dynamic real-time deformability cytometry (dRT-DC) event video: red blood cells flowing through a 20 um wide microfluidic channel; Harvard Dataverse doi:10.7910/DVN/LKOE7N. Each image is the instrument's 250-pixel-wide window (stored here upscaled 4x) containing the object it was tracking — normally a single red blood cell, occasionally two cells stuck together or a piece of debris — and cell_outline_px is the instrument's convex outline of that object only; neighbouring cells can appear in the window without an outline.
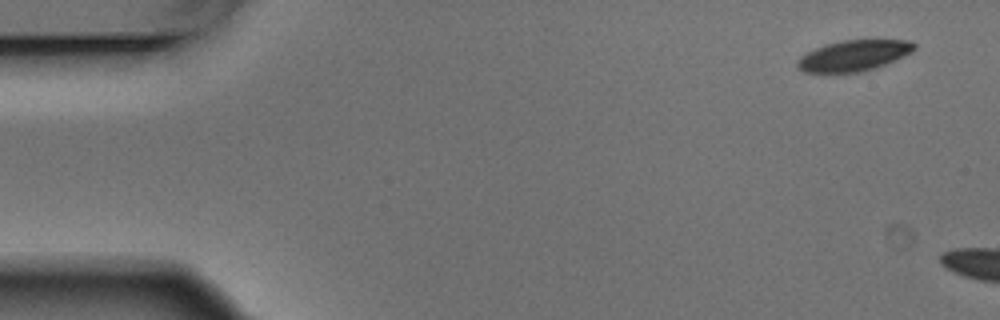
{"species": "Egyptian fruit bat (a non-hibernating species)", "species_latin": "Rousettus aegyptiacus", "temperature_condition": "warm", "stored_images_in_passage": 4, "camera_frame_rate_fps": 3000, "um_per_image_px": 0.085, "animal": {"sex": "male"}, "frame": {"image": 1, "passage_image": 1, "time_ms": 0.0, "image_size_px": [1000, 320], "cell_outline_px": [[916, 48], [912, 52], [876, 68], [860, 72], [804, 72], [796, 64], [796, 60], [800, 56], [824, 44], [844, 40], [908, 40], [916, 44]], "centroid_in_image_um": [72.57, 4.72], "position_along_channel_um": 12.4, "area_um2": 20.87}}